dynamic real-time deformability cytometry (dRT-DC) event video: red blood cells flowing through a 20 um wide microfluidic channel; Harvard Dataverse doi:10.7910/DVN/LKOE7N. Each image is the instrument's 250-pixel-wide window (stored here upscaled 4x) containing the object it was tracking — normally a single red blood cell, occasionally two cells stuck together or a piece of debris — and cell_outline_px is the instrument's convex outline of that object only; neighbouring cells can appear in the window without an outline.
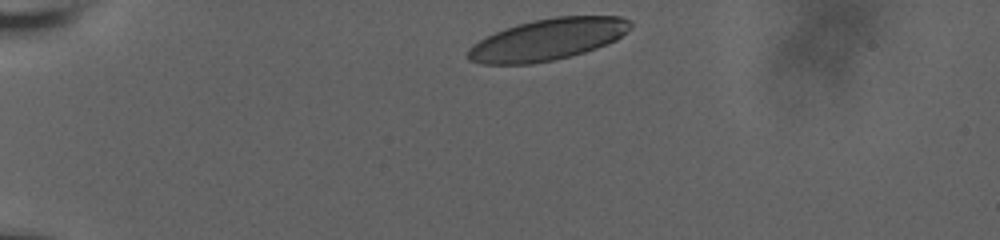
{"species": "human", "species_latin": "Homo sapiens", "temperature_condition": "room temperature", "stored_images_in_passage": 37, "camera_frame_rate_fps": 3000, "um_per_image_px": 0.085, "donor": {"sex": "male"}, "frame": {"image": 1, "passage_image": 1, "time_ms": 0.0, "image_size_px": [1000, 240], "cell_outline_px": [[632, 24], [616, 40], [596, 48], [584, 52], [556, 60], [532, 64], [480, 64], [468, 60], [468, 48], [472, 44], [504, 28], [516, 24], [556, 16], [620, 16], [632, 20]], "centroid_in_image_um": [46.53, 3.36], "position_along_channel_um": 38.5, "area_um2": 39.25}}
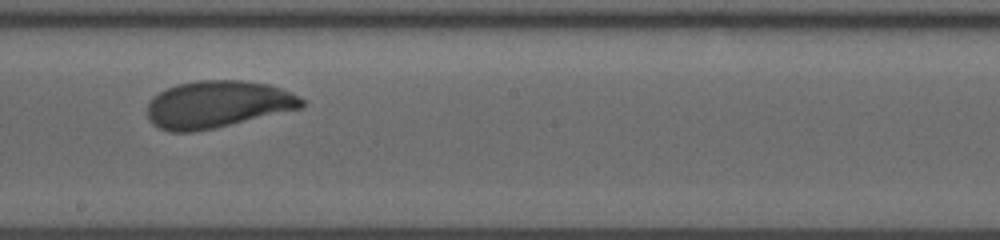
{"frame": {"image": 2, "passage_image": 22, "time_ms": 7.0, "image_size_px": [1000, 240], "cell_outline_px": [[304, 104], [300, 108], [212, 128], [192, 132], [168, 132], [152, 124], [148, 120], [148, 104], [152, 96], [176, 84], [196, 80], [244, 80], [268, 84], [292, 92], [300, 96], [304, 100]], "centroid_in_image_um": [18.45, 8.85], "position_along_channel_um": 229.7, "area_um2": 42.25}}
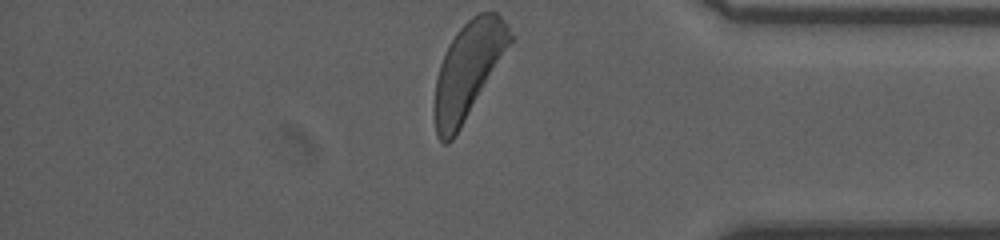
{"frame": {"image": 3, "passage_image": 37, "time_ms": 12.0, "image_size_px": [1000, 240], "cell_outline_px": [[516, 36], [460, 128], [452, 140], [448, 144], [444, 144], [436, 136], [436, 80], [440, 64], [456, 32], [472, 16], [480, 12], [496, 12], [508, 24]], "centroid_in_image_um": [39.85, 5.91], "position_along_channel_um": 395.4, "area_um2": 41.38}, "authors_computed_cell_mechanics": {"area_um2": 41.9628, "velocity_mm_per_s": 3.6546, "shape_relaxation_time_tau1_ms": 4.8771, "shape_relaxation_time_tau2_ms": 7.1985, "deformation_change_tau1": 0.1752, "deformation_change_tau2": 0.1473}}